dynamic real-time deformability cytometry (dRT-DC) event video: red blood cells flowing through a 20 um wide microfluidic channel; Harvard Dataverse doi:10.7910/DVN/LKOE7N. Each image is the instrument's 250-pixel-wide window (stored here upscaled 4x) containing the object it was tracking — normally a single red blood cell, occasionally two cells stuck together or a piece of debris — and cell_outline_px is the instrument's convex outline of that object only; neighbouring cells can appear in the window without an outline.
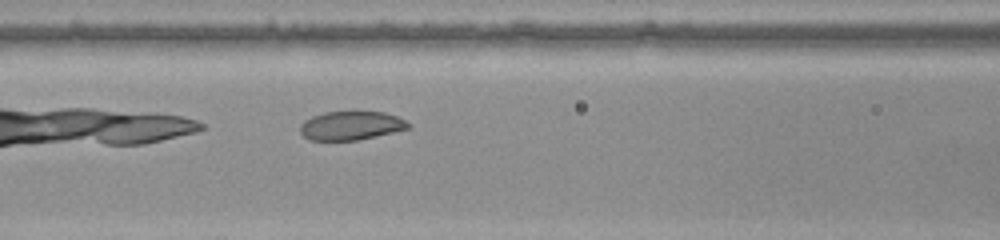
{"species": "common noctule bat (a hibernating species)", "species_latin": "Nyctalus noctula", "temperature_condition": "warm", "stored_images_in_passage": 34, "camera_frame_rate_fps": 3000, "um_per_image_px": 0.085, "animal": {"sex": "female", "body_mass_g": 22.0, "forearm_length_mm": 56.7}, "frame": {"image": 1, "passage_image": 7, "time_ms": 2.0, "image_size_px": [1000, 240], "cell_outline_px": [[412, 128], [376, 136], [356, 140], [308, 140], [300, 132], [300, 124], [304, 120], [312, 116], [324, 112], [384, 112], [396, 116], [412, 124]], "centroid_in_image_um": [29.84, 10.68], "position_along_channel_um": 136.8, "area_um2": 18.15}}
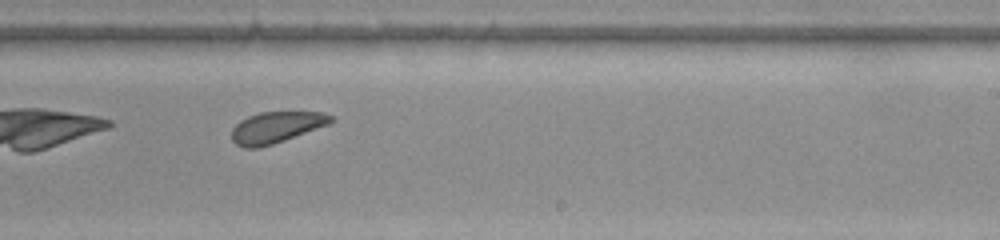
{"frame": {"image": 2, "passage_image": 17, "time_ms": 5.333, "image_size_px": [1000, 240], "cell_outline_px": [[336, 120], [328, 124], [284, 140], [260, 148], [244, 148], [236, 144], [232, 140], [232, 128], [240, 120], [248, 116], [260, 112], [324, 112], [332, 116]], "centroid_in_image_um": [23.46, 10.82], "position_along_channel_um": 265.5, "area_um2": 17.98}}
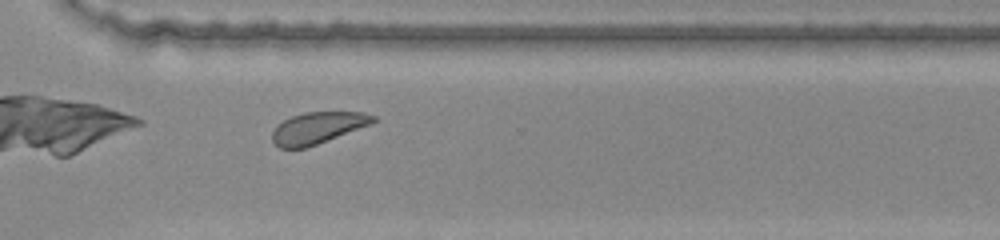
{"frame": {"image": 3, "passage_image": 23, "time_ms": 7.333, "image_size_px": [1000, 240], "cell_outline_px": [[376, 120], [372, 124], [316, 144], [304, 148], [280, 148], [272, 140], [272, 132], [284, 120], [292, 116], [304, 112], [364, 112], [376, 116]], "centroid_in_image_um": [27.03, 10.86], "position_along_channel_um": 343.6, "area_um2": 18.32}, "authors_computed_cell_mechanics": {"area_um2": 18.9873, "velocity_mm_per_s": 3.8761, "shape_relaxation_time_tau1_ms": null, "shape_relaxation_time_tau2_ms": 5.5971, "deformation_change_tau1": null, "deformation_change_tau2": 0.1444}}